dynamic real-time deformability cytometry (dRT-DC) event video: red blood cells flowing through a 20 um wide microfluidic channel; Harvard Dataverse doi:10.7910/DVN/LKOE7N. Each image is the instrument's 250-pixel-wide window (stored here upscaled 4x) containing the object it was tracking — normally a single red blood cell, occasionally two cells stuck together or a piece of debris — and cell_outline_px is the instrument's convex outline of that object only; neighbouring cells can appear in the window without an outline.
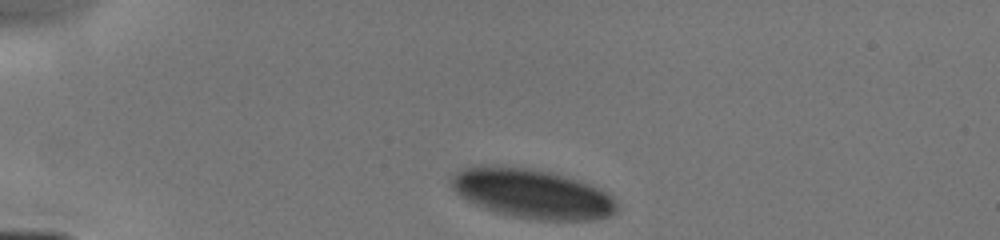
{"species": "human", "species_latin": "Homo sapiens", "temperature_condition": "cold", "stored_images_in_passage": 19, "camera_frame_rate_fps": 3000, "um_per_image_px": 0.085, "donor": {"sex": "male"}, "frame": {"image": 1, "passage_image": 1, "time_ms": 0.0, "image_size_px": [1000, 240], "cell_outline_px": [[616, 212], [608, 216], [596, 220], [540, 220], [516, 216], [496, 212], [484, 208], [468, 200], [456, 192], [452, 188], [448, 180], [456, 172], [468, 164], [500, 164], [528, 168], [548, 172], [564, 176], [588, 184], [612, 196], [616, 200]], "centroid_in_image_um": [45.15, 16.43], "position_along_channel_um": 39.8, "area_um2": 47.8}}
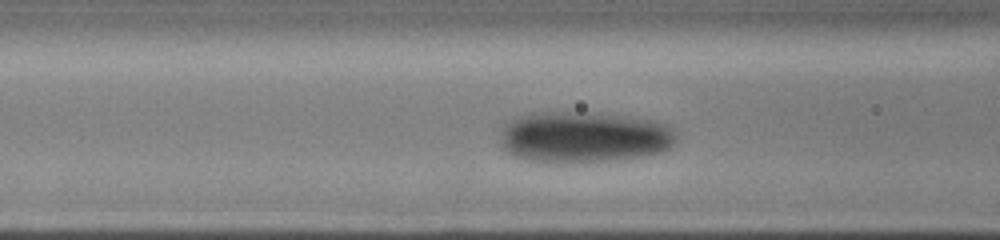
{"frame": {"image": 2, "passage_image": 10, "time_ms": 3.0, "image_size_px": [1000, 240], "cell_outline_px": [[676, 140], [664, 152], [616, 160], [568, 164], [528, 160], [512, 156], [500, 144], [500, 140], [504, 124], [516, 116], [532, 112], [596, 112], [656, 120], [668, 124], [676, 132]], "centroid_in_image_um": [49.63, 11.65], "position_along_channel_um": 117.0, "area_um2": 53.58}}
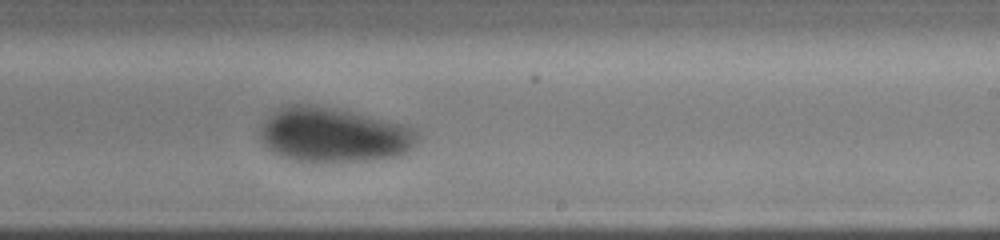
{"frame": {"image": 3, "passage_image": 19, "time_ms": 6.333, "image_size_px": [1000, 240], "cell_outline_px": [[420, 136], [408, 152], [400, 156], [364, 160], [296, 160], [280, 156], [268, 148], [260, 140], [260, 128], [264, 120], [268, 116], [280, 108], [288, 104], [316, 104], [408, 124], [416, 128]], "centroid_in_image_um": [28.4, 11.43], "position_along_channel_um": 260.6, "area_um2": 50.11}}